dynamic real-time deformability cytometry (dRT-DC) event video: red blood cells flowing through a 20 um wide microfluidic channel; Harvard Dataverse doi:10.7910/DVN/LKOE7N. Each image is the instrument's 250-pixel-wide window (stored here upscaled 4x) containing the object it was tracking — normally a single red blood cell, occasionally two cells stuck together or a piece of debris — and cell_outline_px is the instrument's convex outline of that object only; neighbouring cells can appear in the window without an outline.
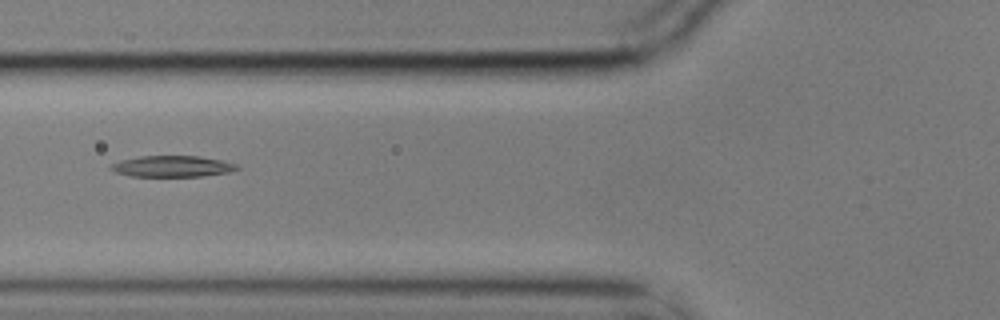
{"species": "common noctule bat (a hibernating species)", "species_latin": "Nyctalus noctula", "temperature_condition": "cold", "stored_images_in_passage": 4, "camera_frame_rate_fps": 3000, "um_per_image_px": 0.085, "animal": {"sex": "male", "body_mass_g": 17.9}, "frame": {"image": 1, "passage_image": 4, "time_ms": 1.0, "image_size_px": [1000, 320], "cell_outline_px": [[240, 168], [228, 172], [204, 176], [132, 176], [116, 172], [108, 168], [108, 164], [120, 160], [140, 156], [200, 156], [220, 160], [236, 164]], "centroid_in_image_um": [14.59, 14.13], "position_along_channel_um": 111.2, "area_um2": 15.55}}